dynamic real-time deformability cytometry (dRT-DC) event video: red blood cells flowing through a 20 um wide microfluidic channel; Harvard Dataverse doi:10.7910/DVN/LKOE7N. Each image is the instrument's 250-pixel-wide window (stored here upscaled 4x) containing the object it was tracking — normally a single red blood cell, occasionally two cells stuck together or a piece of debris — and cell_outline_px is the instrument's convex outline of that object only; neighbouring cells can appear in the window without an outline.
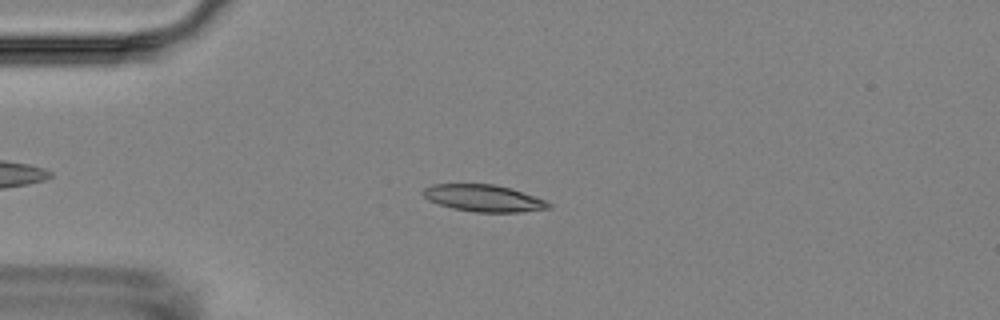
{"species": "Egyptian fruit bat (a non-hibernating species)", "species_latin": "Rousettus aegyptiacus", "temperature_condition": "room temperature", "stored_images_in_passage": 7, "camera_frame_rate_fps": 3000, "um_per_image_px": 0.085, "animal": {"sex": "female"}, "frame": {"image": 1, "passage_image": 3, "time_ms": 2.333, "image_size_px": [1000, 320], "cell_outline_px": [[552, 208], [520, 212], [476, 212], [452, 208], [428, 200], [420, 192], [424, 188], [432, 184], [492, 184], [508, 188], [544, 200], [552, 204]], "centroid_in_image_um": [41.06, 16.85], "position_along_channel_um": 43.9, "area_um2": 19.42}}
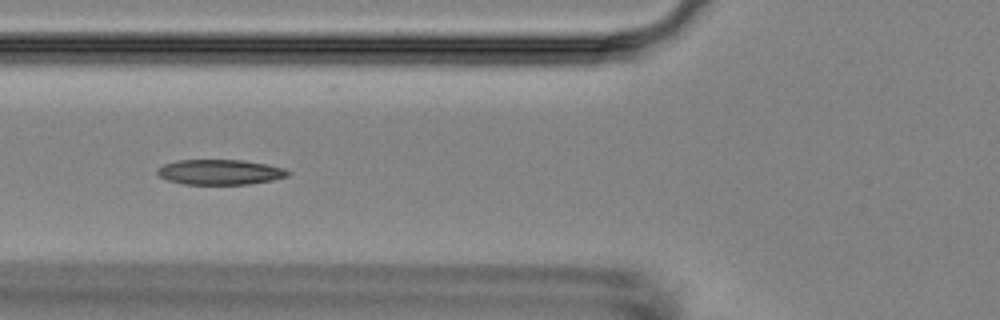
{"frame": {"image": 2, "passage_image": 5, "time_ms": 4.667, "image_size_px": [1000, 320], "cell_outline_px": [[292, 172], [288, 176], [272, 180], [248, 184], [184, 184], [168, 180], [160, 176], [156, 172], [156, 168], [164, 164], [176, 160], [244, 160], [284, 168]], "centroid_in_image_um": [18.69, 14.62], "position_along_channel_um": 107.1, "area_um2": 19.13}}
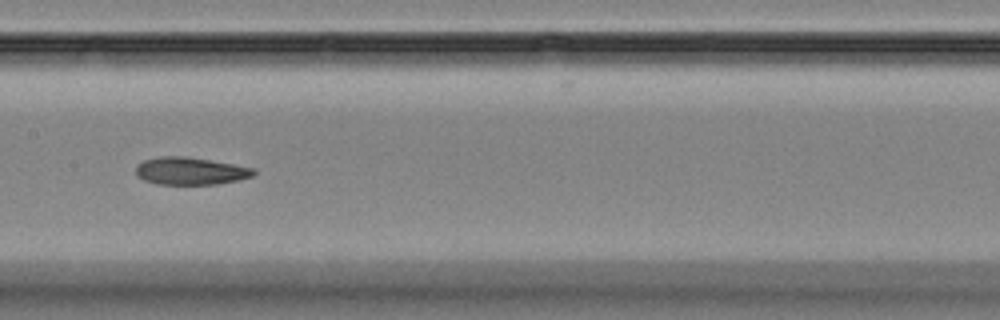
{"frame": {"image": 3, "passage_image": 7, "time_ms": 7.0, "image_size_px": [1000, 320], "cell_outline_px": [[256, 172], [252, 176], [240, 180], [216, 184], [156, 184], [144, 180], [136, 176], [136, 164], [144, 160], [160, 156], [184, 156], [256, 168]], "centroid_in_image_um": [16.17, 14.54], "position_along_channel_um": 191.2, "area_um2": 18.9}}